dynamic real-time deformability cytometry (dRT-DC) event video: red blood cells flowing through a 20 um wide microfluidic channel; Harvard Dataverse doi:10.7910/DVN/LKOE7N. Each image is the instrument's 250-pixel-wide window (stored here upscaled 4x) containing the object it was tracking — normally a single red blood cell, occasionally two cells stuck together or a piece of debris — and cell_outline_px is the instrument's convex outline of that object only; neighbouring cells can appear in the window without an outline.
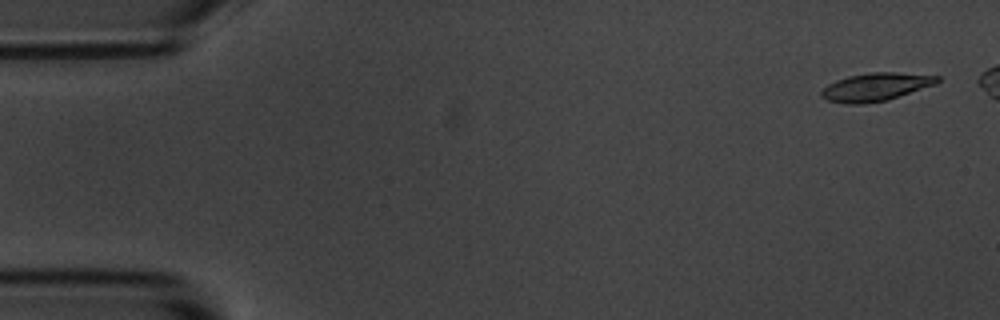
{"species": "common noctule bat (a hibernating species)", "species_latin": "Nyctalus noctula", "temperature_condition": "room temperature", "stored_images_in_passage": 48, "camera_frame_rate_fps": 3000, "um_per_image_px": 0.085, "animal": {"sex": "male", "body_mass_g": 20.1, "forearm_length_mm": 53.5}, "frame": {"image": 1, "passage_image": 2, "time_ms": 0.333, "image_size_px": [1000, 320], "cell_outline_px": [[940, 80], [936, 84], [888, 100], [860, 104], [848, 104], [828, 100], [820, 96], [820, 92], [828, 84], [836, 80], [848, 76], [872, 72], [896, 72], [940, 76]], "centroid_in_image_um": [74.44, 7.39], "position_along_channel_um": 10.6, "area_um2": 18.9}}
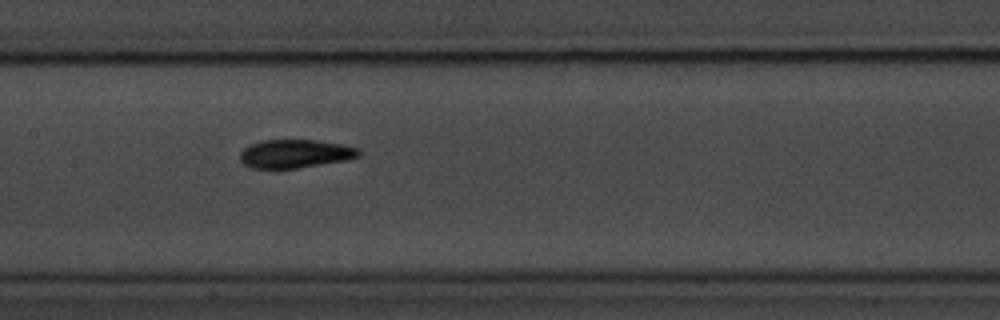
{"frame": {"image": 2, "passage_image": 26, "time_ms": 8.333, "image_size_px": [1000, 320], "cell_outline_px": [[360, 156], [344, 160], [276, 172], [252, 168], [244, 164], [240, 160], [240, 152], [248, 144], [260, 140], [316, 140], [340, 144], [360, 148]], "centroid_in_image_um": [25.0, 13.1], "position_along_channel_um": 182.4, "area_um2": 20.35}}
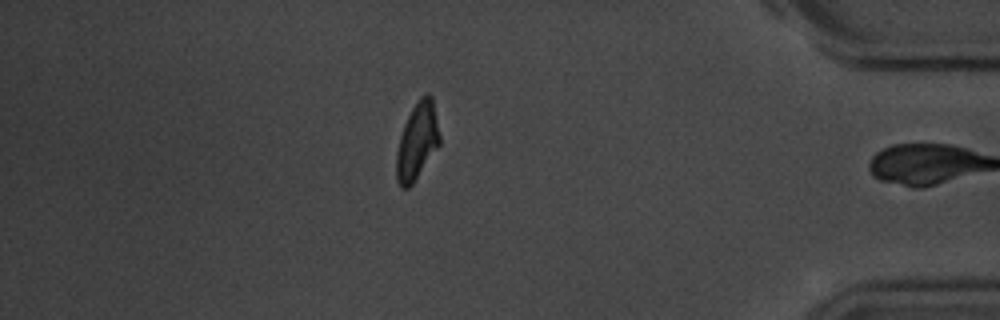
{"frame": {"image": 3, "passage_image": 47, "time_ms": 15.333, "image_size_px": [1000, 320], "cell_outline_px": [[440, 144], [412, 184], [408, 188], [400, 188], [396, 180], [396, 152], [400, 136], [404, 124], [412, 108], [420, 96], [428, 92], [432, 96], [440, 136]], "centroid_in_image_um": [35.45, 12.0], "position_along_channel_um": 399.8, "area_um2": 19.36}, "authors_computed_cell_mechanics": {"area_um2": 19.5364, "velocity_mm_per_s": 3.6633, "shape_relaxation_time_tau1_ms": 3.7756, "shape_relaxation_time_tau2_ms": 2.3257, "deformation_change_tau1": 0.1565, "deformation_change_tau2": 0.0792}}